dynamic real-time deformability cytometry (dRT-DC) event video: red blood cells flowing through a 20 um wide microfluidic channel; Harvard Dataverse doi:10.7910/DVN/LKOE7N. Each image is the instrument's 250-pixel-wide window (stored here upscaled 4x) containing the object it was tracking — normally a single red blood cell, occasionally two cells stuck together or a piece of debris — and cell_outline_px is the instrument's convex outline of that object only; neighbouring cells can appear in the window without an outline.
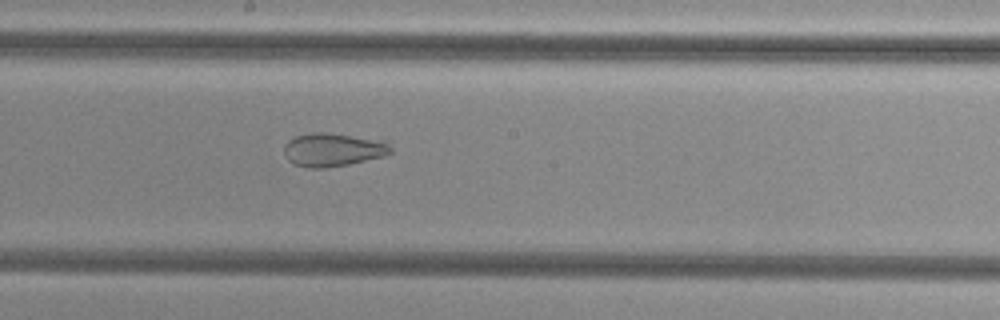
{"species": "common noctule bat (a hibernating species)", "species_latin": "Nyctalus noctula", "temperature_condition": "cold", "stored_images_in_passage": 54, "camera_frame_rate_fps": 3000, "um_per_image_px": 0.085, "animal": {"sex": "female", "body_mass_g": 29.2, "forearm_length_mm": 56.3}, "frame": {"image": 1, "passage_image": 30, "time_ms": 9.667, "image_size_px": [1000, 320], "cell_outline_px": [[392, 152], [384, 156], [348, 164], [324, 168], [308, 168], [296, 164], [288, 160], [284, 152], [284, 144], [288, 140], [296, 136], [312, 132], [328, 132], [388, 140], [392, 148]], "centroid_in_image_um": [28.34, 12.7], "position_along_channel_um": 219.9, "area_um2": 21.04}}
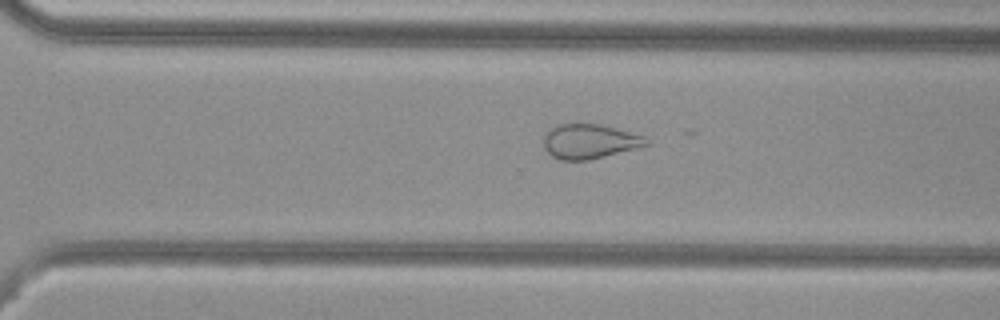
{"frame": {"image": 2, "passage_image": 38, "time_ms": 12.333, "image_size_px": [1000, 320], "cell_outline_px": [[648, 144], [636, 148], [588, 160], [560, 160], [552, 156], [544, 148], [544, 136], [556, 124], [600, 124], [644, 136]], "centroid_in_image_um": [50.07, 12.02], "position_along_channel_um": 320.5, "area_um2": 20.29}}
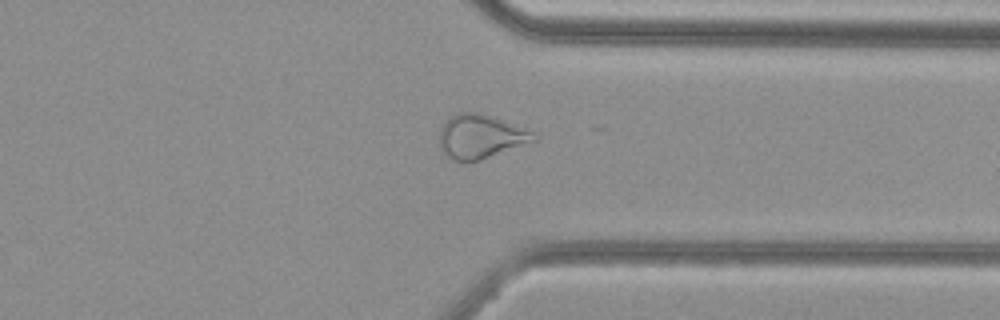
{"frame": {"image": 3, "passage_image": 42, "time_ms": 13.667, "image_size_px": [1000, 320], "cell_outline_px": [[536, 140], [480, 160], [452, 160], [444, 156], [440, 148], [440, 132], [444, 124], [452, 116], [460, 112], [480, 112], [532, 132], [536, 136]], "centroid_in_image_um": [40.8, 11.61], "position_along_channel_um": 370.6, "area_um2": 23.47}, "authors_computed_cell_mechanics": {"area_um2": 28.0619, "velocity_mm_per_s": 3.7835, "shape_relaxation_time_tau1_ms": null, "shape_relaxation_time_tau2_ms": 2.5626, "deformation_change_tau1": null, "deformation_change_tau2": 0.1}}